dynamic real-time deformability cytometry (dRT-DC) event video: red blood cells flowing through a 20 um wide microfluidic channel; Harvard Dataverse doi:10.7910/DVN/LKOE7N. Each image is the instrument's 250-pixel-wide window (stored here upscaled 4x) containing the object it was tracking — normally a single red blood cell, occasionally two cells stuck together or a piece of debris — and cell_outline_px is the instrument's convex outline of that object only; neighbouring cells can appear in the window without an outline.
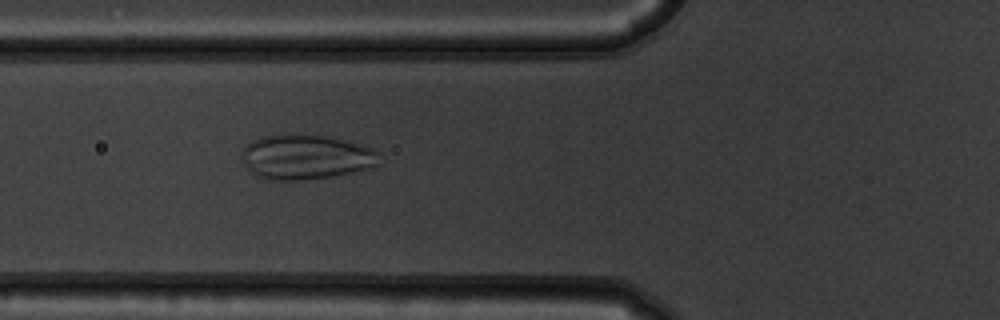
{"species": "common noctule bat (a hibernating species)", "species_latin": "Nyctalus noctula", "temperature_condition": "warm", "stored_images_in_passage": 46, "camera_frame_rate_fps": 3000, "um_per_image_px": 0.085, "animal": {"sex": "male", "body_mass_g": 19.5, "forearm_length_mm": 54.6}, "frame": {"image": 1, "passage_image": 12, "time_ms": 3.667, "image_size_px": [1000, 320], "cell_outline_px": [[380, 164], [376, 168], [328, 176], [300, 180], [276, 180], [256, 176], [244, 164], [244, 148], [252, 140], [264, 136], [284, 132], [324, 136], [344, 140], [360, 144], [372, 148], [380, 152]], "centroid_in_image_um": [26.06, 13.32], "position_along_channel_um": 99.7, "area_um2": 36.07}}
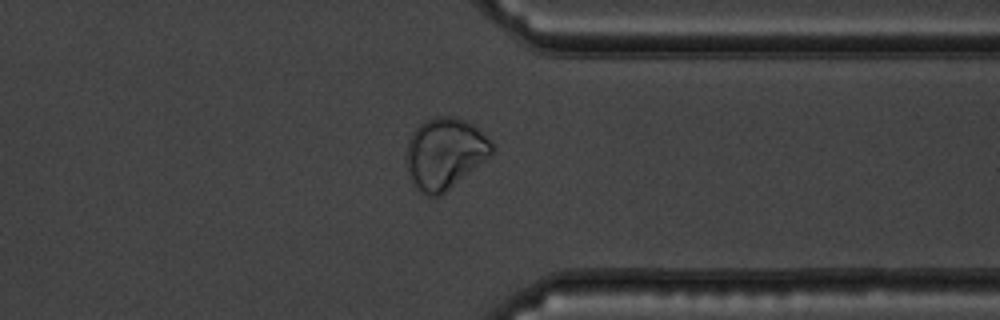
{"frame": {"image": 2, "passage_image": 34, "time_ms": 11.0, "image_size_px": [1000, 320], "cell_outline_px": [[492, 152], [484, 160], [440, 196], [428, 196], [420, 192], [412, 184], [408, 176], [408, 144], [412, 132], [420, 124], [436, 116], [456, 116], [472, 124], [492, 144]], "centroid_in_image_um": [37.77, 13.05], "position_along_channel_um": 373.6, "area_um2": 34.62}}
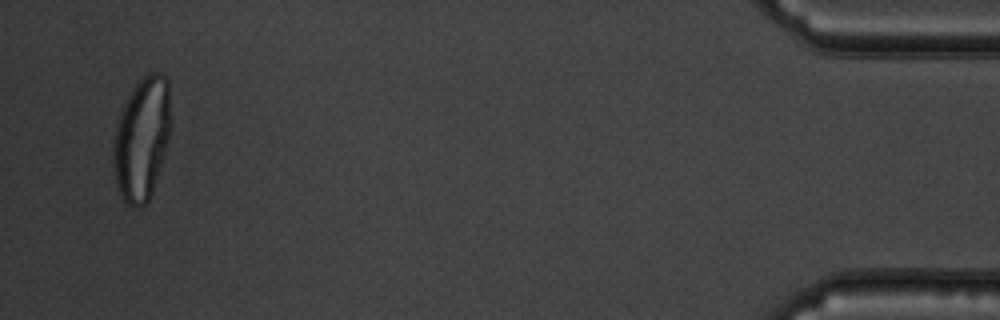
{"frame": {"image": 3, "passage_image": 44, "time_ms": 14.333, "image_size_px": [1000, 320], "cell_outline_px": [[168, 140], [152, 192], [148, 200], [140, 208], [132, 208], [120, 196], [112, 164], [112, 144], [116, 128], [124, 104], [128, 96], [136, 84], [148, 72], [160, 72], [168, 80]], "centroid_in_image_um": [12.01, 11.83], "position_along_channel_um": 423.2, "area_um2": 40.46}}